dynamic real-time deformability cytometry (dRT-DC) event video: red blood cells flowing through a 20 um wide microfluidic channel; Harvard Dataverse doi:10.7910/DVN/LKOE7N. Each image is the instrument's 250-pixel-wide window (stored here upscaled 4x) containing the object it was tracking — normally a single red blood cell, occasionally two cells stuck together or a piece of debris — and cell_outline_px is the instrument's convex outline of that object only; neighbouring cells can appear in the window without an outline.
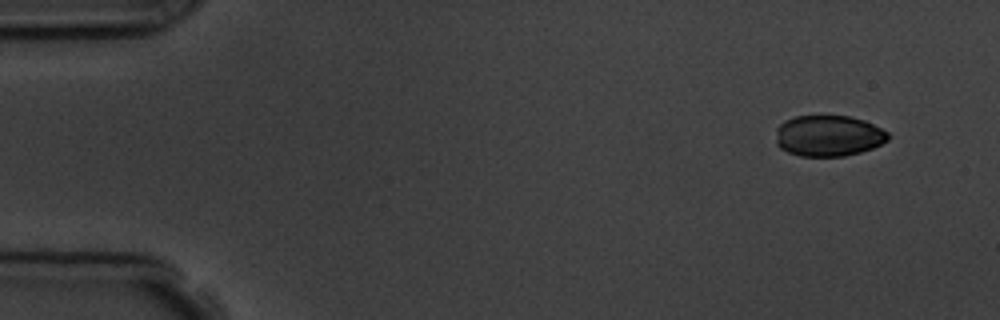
{"species": "common noctule bat (a hibernating species)", "species_latin": "Nyctalus noctula", "temperature_condition": "room temperature", "stored_images_in_passage": 5, "camera_frame_rate_fps": 3000, "um_per_image_px": 0.085, "animal": {"sex": "male", "body_mass_g": 19.5, "forearm_length_mm": 54.6}, "frame": {"image": 1, "passage_image": 1, "time_ms": 0.0, "image_size_px": [1000, 320], "cell_outline_px": [[888, 140], [872, 148], [860, 152], [844, 156], [800, 156], [788, 152], [780, 148], [776, 144], [776, 128], [784, 120], [796, 116], [848, 116], [864, 120], [888, 132]], "centroid_in_image_um": [70.38, 11.54], "position_along_channel_um": 14.6, "area_um2": 26.82}}
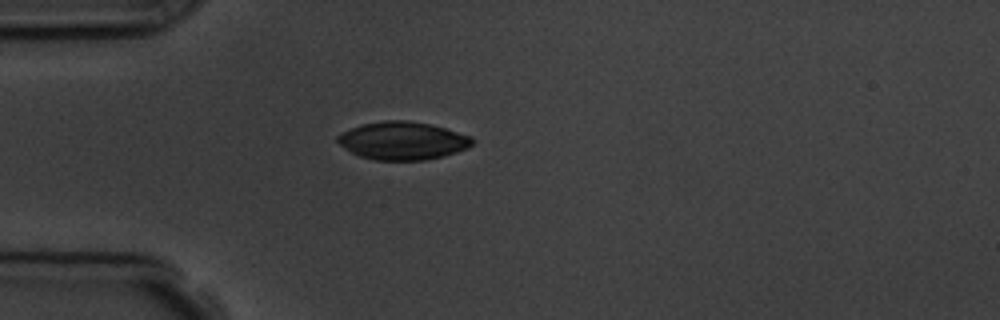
{"frame": {"image": 2, "passage_image": 4, "time_ms": 3.667, "image_size_px": [1000, 320], "cell_outline_px": [[476, 140], [468, 148], [444, 156], [424, 160], [376, 160], [360, 156], [352, 152], [340, 144], [336, 140], [336, 136], [352, 128], [364, 124], [384, 120], [408, 120], [428, 124], [444, 128], [472, 136]], "centroid_in_image_um": [34.26, 11.96], "position_along_channel_um": 50.7, "area_um2": 29.59}}